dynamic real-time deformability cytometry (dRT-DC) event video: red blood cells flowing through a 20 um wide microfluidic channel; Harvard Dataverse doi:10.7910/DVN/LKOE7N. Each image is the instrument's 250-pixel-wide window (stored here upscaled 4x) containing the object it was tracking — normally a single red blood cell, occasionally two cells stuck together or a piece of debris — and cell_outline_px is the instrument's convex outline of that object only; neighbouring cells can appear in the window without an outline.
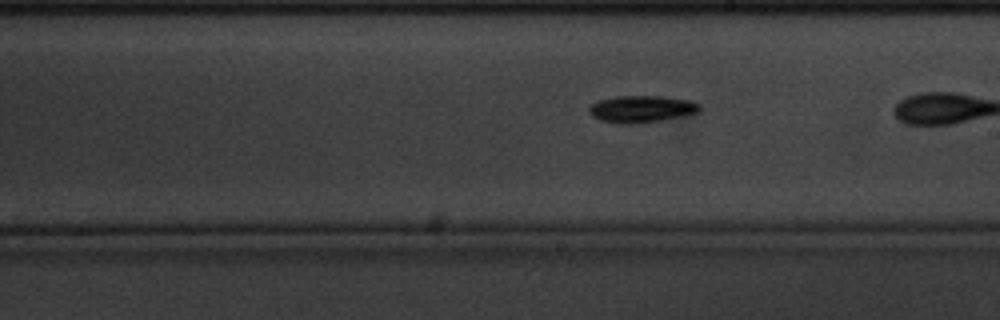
{"species": "common noctule bat (a hibernating species)", "species_latin": "Nyctalus noctula", "temperature_condition": "cold", "stored_images_in_passage": 31, "camera_frame_rate_fps": 3000, "um_per_image_px": 0.085, "animal": {"sex": "male", "body_mass_g": 20.1, "forearm_length_mm": 53.5}, "frame": {"image": 1, "passage_image": 25, "time_ms": 8.0, "image_size_px": [1000, 320], "cell_outline_px": [[700, 112], [660, 120], [636, 124], [620, 124], [600, 120], [592, 116], [588, 112], [588, 108], [592, 104], [600, 100], [616, 96], [664, 96], [692, 100], [700, 104]], "centroid_in_image_um": [54.53, 9.26], "position_along_channel_um": 234.5, "area_um2": 17.46}}